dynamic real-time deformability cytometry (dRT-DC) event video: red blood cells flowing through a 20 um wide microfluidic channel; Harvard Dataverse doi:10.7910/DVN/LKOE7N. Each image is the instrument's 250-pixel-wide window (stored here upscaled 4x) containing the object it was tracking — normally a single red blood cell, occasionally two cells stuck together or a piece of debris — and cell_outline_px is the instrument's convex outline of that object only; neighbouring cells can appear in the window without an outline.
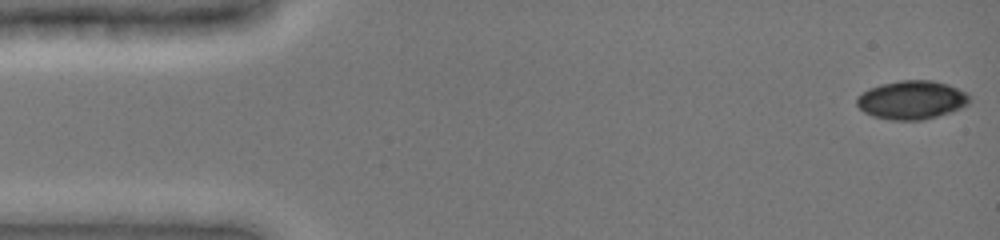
{"species": "common noctule bat (a hibernating species)", "species_latin": "Nyctalus noctula", "temperature_condition": "cold", "stored_images_in_passage": 37, "camera_frame_rate_fps": 3000, "um_per_image_px": 0.085, "animal": {"sex": "female", "body_mass_g": 19.0, "forearm_length_mm": 51.5}, "frame": {"image": 1, "passage_image": 1, "time_ms": 0.0, "image_size_px": [1000, 240], "cell_outline_px": [[968, 104], [952, 112], [924, 120], [892, 120], [872, 116], [864, 112], [856, 104], [856, 96], [868, 88], [880, 84], [900, 80], [932, 80], [948, 84], [968, 92]], "centroid_in_image_um": [77.48, 8.49], "position_along_channel_um": 7.5, "area_um2": 25.61}}
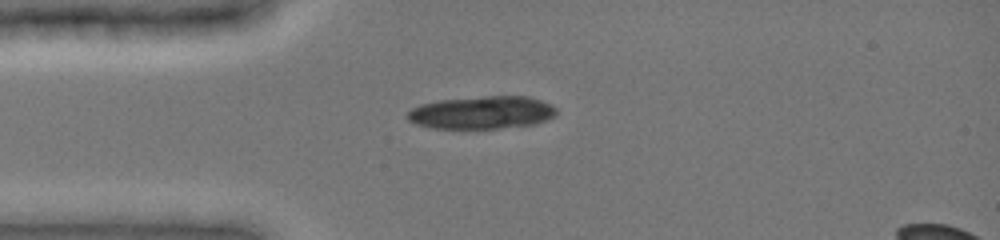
{"frame": {"image": 2, "passage_image": 12, "time_ms": 3.667, "image_size_px": [1000, 240], "cell_outline_px": [[556, 116], [536, 124], [500, 128], [432, 128], [416, 124], [408, 120], [404, 116], [412, 108], [420, 104], [440, 100], [484, 96], [528, 96], [552, 104], [556, 108]], "centroid_in_image_um": [40.97, 9.56], "position_along_channel_um": 44.0, "area_um2": 28.61}}